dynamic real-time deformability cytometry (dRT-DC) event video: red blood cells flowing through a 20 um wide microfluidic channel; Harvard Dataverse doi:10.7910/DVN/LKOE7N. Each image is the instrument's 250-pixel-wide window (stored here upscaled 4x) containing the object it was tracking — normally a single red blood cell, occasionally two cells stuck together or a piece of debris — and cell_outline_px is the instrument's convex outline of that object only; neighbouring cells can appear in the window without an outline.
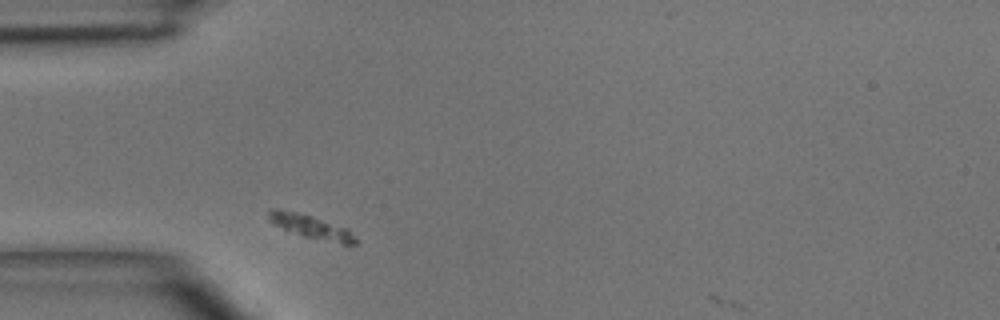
{"species": "common noctule bat (a hibernating species)", "species_latin": "Nyctalus noctula", "temperature_condition": "room temperature", "stored_images_in_passage": 1, "camera_frame_rate_fps": 3000, "um_per_image_px": 0.085, "animal": {"sex": "male", "body_mass_g": 15.6}, "frame": {"image": 1, "passage_image": 1, "time_ms": 0.0, "image_size_px": [1000, 320], "cell_outline_px": [[360, 240], [356, 244], [344, 244], [304, 236], [284, 228], [268, 220], [268, 208], [276, 208], [296, 212], [312, 216], [348, 228]], "centroid_in_image_um": [26.5, 19.26], "position_along_channel_um": 58.5, "area_um2": 11.79}}